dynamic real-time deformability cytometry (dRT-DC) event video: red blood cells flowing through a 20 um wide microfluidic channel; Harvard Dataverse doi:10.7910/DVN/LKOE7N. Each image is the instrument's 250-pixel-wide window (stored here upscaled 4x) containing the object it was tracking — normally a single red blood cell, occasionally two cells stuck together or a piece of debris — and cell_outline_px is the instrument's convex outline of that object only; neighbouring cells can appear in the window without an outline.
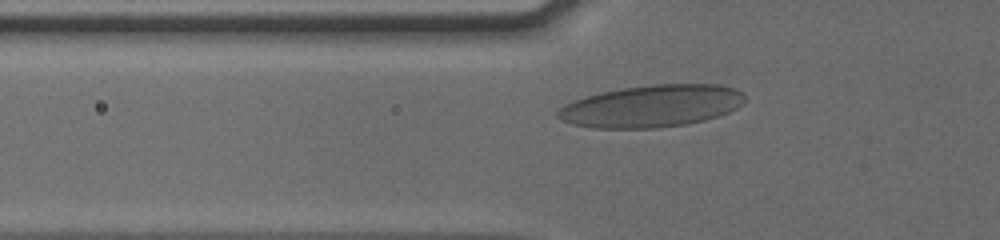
{"species": "human", "species_latin": "Homo sapiens", "temperature_condition": "cold", "stored_images_in_passage": 41, "camera_frame_rate_fps": 3000, "um_per_image_px": 0.085, "donor": {"sex": "male"}, "frame": {"image": 1, "passage_image": 11, "time_ms": 3.333, "image_size_px": [1000, 240], "cell_outline_px": [[744, 100], [736, 108], [728, 112], [704, 120], [684, 124], [656, 128], [592, 128], [572, 124], [560, 120], [556, 116], [556, 112], [564, 104], [584, 96], [600, 92], [624, 88], [652, 84], [720, 84], [732, 88], [740, 92], [744, 96]], "centroid_in_image_um": [55.32, 9.02], "position_along_channel_um": 70.5, "area_um2": 45.78}}
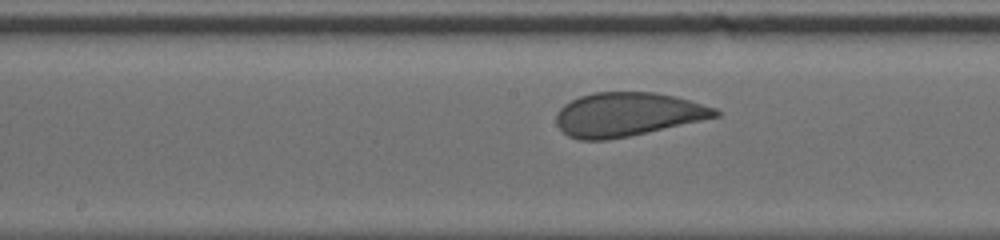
{"frame": {"image": 2, "passage_image": 21, "time_ms": 6.667, "image_size_px": [1000, 240], "cell_outline_px": [[720, 116], [628, 136], [608, 140], [580, 140], [568, 136], [556, 124], [556, 112], [564, 104], [580, 96], [592, 92], [656, 92], [676, 96], [716, 108], [720, 112]], "centroid_in_image_um": [53.31, 9.71], "position_along_channel_um": 194.9, "area_um2": 40.52}}
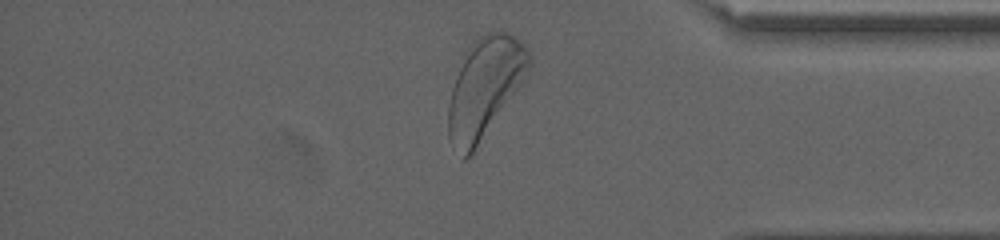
{"frame": {"image": 3, "passage_image": 38, "time_ms": 12.333, "image_size_px": [1000, 240], "cell_outline_px": [[532, 64], [520, 84], [472, 156], [464, 160], [448, 136], [448, 108], [452, 88], [464, 52], [480, 36], [488, 32], [504, 32], [516, 36], [520, 40], [532, 56]], "centroid_in_image_um": [41.2, 7.45], "position_along_channel_um": 394.0, "area_um2": 46.41}, "authors_computed_cell_mechanics": {"area_um2": 42.2518, "velocity_mm_per_s": 3.7963, "shape_relaxation_time_tau1_ms": 2.9524, "shape_relaxation_time_tau2_ms": null, "deformation_change_tau1": 0.1364, "deformation_change_tau2": null}}